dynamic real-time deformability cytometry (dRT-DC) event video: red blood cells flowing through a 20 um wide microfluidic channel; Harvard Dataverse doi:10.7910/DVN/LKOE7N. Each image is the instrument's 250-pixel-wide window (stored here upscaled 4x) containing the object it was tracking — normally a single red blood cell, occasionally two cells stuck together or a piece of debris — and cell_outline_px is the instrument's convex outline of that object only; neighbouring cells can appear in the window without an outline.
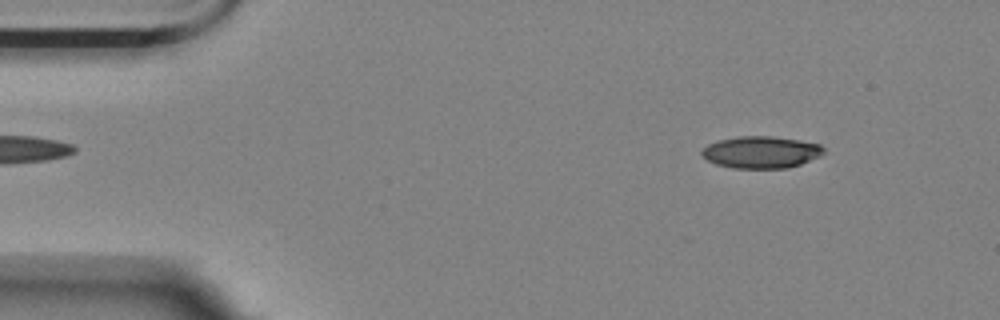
{"species": "Egyptian fruit bat (a non-hibernating species)", "species_latin": "Rousettus aegyptiacus", "temperature_condition": "room temperature", "stored_images_in_passage": 50, "camera_frame_rate_fps": 3000, "um_per_image_px": 0.085, "animal": {"sex": "female"}, "frame": {"image": 1, "passage_image": 1, "time_ms": 0.0, "image_size_px": [1000, 320], "cell_outline_px": [[824, 152], [820, 156], [800, 164], [788, 168], [732, 168], [716, 164], [700, 156], [700, 152], [708, 144], [716, 140], [736, 136], [772, 136], [800, 140], [820, 144], [824, 148]], "centroid_in_image_um": [64.66, 12.93], "position_along_channel_um": 20.3, "area_um2": 22.89}}
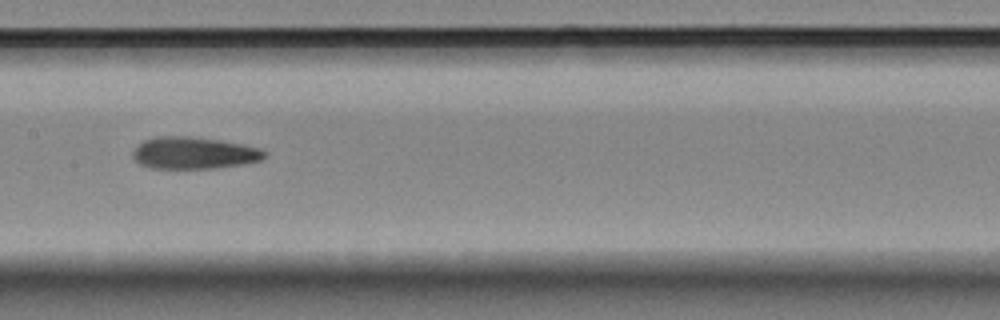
{"frame": {"image": 2, "passage_image": 22, "time_ms": 7.0, "image_size_px": [1000, 320], "cell_outline_px": [[268, 152], [260, 160], [240, 164], [212, 168], [152, 168], [140, 164], [132, 156], [132, 152], [136, 144], [144, 140], [156, 136], [192, 136], [220, 140], [260, 148]], "centroid_in_image_um": [16.43, 12.99], "position_along_channel_um": 191.0, "area_um2": 24.45}}
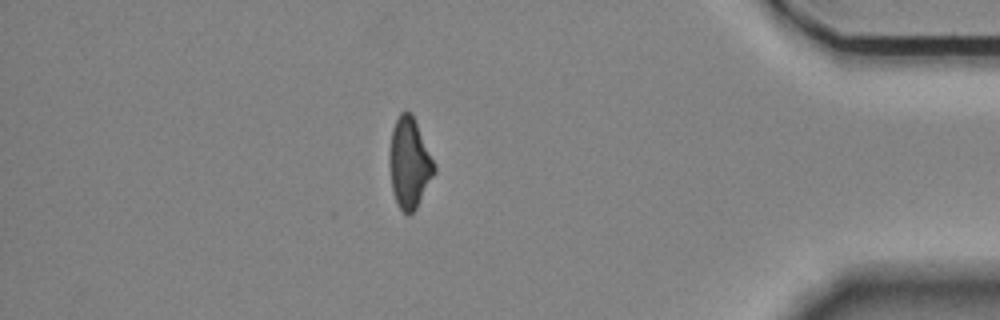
{"frame": {"image": 3, "passage_image": 43, "time_ms": 14.0, "image_size_px": [1000, 320], "cell_outline_px": [[436, 172], [416, 208], [408, 216], [400, 208], [392, 192], [388, 160], [388, 156], [392, 128], [400, 112], [408, 112], [412, 116], [436, 164]], "centroid_in_image_um": [34.78, 13.89], "position_along_channel_um": 400.4, "area_um2": 23.52}, "authors_computed_cell_mechanics": {"area_um2": 24.3049, "velocity_mm_per_s": 3.5433, "shape_relaxation_time_tau1_ms": 7.2428, "shape_relaxation_time_tau2_ms": 3.2035, "deformation_change_tau1": 0.1801, "deformation_change_tau2": 0.1326}}